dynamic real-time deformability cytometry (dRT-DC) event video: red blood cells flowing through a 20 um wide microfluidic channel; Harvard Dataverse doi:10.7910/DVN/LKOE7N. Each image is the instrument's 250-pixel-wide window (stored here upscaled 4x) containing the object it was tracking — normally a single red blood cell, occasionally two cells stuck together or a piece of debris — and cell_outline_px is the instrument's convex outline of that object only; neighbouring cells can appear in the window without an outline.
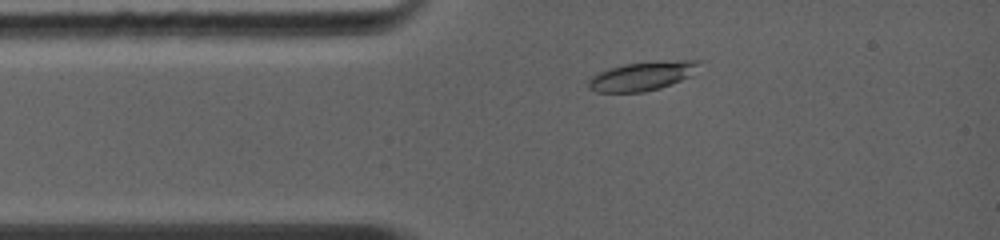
{"species": "common noctule bat (a hibernating species)", "species_latin": "Nyctalus noctula", "temperature_condition": "warm", "stored_images_in_passage": 5, "camera_frame_rate_fps": 5000, "um_per_image_px": 0.085, "animal": {"sex": "female", "body_mass_g": 19.0, "forearm_length_mm": 56.7}, "frame": {"image": 1, "passage_image": 2, "time_ms": 1.2, "image_size_px": [1000, 240], "cell_outline_px": [[700, 60], [692, 76], [672, 84], [660, 88], [644, 92], [596, 92], [588, 88], [588, 80], [592, 76], [608, 68], [624, 64], [660, 60]], "centroid_in_image_um": [54.59, 6.46], "position_along_channel_um": 30.4, "area_um2": 18.79}}
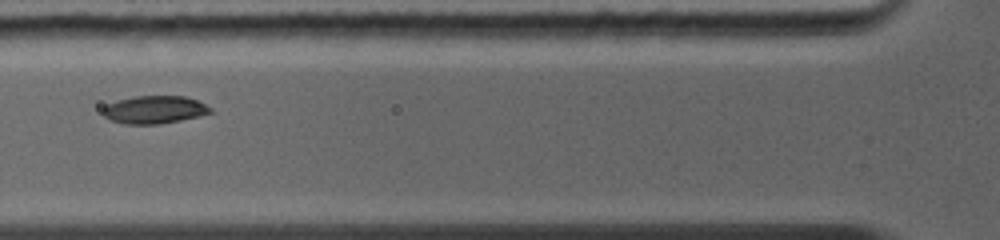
{"frame": {"image": 2, "passage_image": 4, "time_ms": 3.4, "image_size_px": [1000, 240], "cell_outline_px": [[216, 112], [200, 116], [160, 124], [124, 124], [108, 120], [100, 112], [108, 104], [116, 100], [136, 96], [184, 96], [196, 100], [212, 108]], "centroid_in_image_um": [13.12, 9.33], "position_along_channel_um": 112.7, "area_um2": 17.63}}
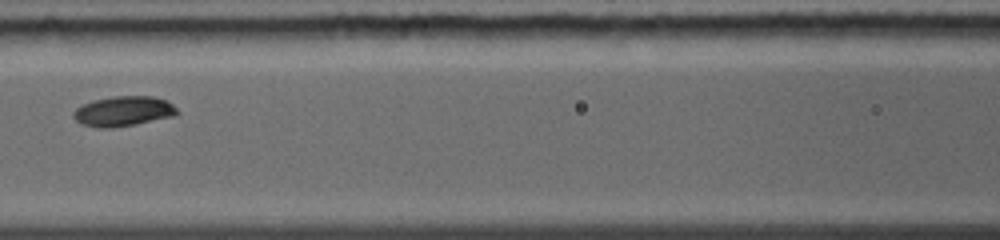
{"frame": {"image": 3, "passage_image": 5, "time_ms": 4.4, "image_size_px": [1000, 240], "cell_outline_px": [[180, 112], [176, 116], [136, 124], [112, 128], [96, 128], [80, 124], [72, 116], [72, 112], [76, 108], [92, 100], [112, 96], [152, 96], [168, 100]], "centroid_in_image_um": [10.49, 9.46], "position_along_channel_um": 156.1, "area_um2": 18.5}}